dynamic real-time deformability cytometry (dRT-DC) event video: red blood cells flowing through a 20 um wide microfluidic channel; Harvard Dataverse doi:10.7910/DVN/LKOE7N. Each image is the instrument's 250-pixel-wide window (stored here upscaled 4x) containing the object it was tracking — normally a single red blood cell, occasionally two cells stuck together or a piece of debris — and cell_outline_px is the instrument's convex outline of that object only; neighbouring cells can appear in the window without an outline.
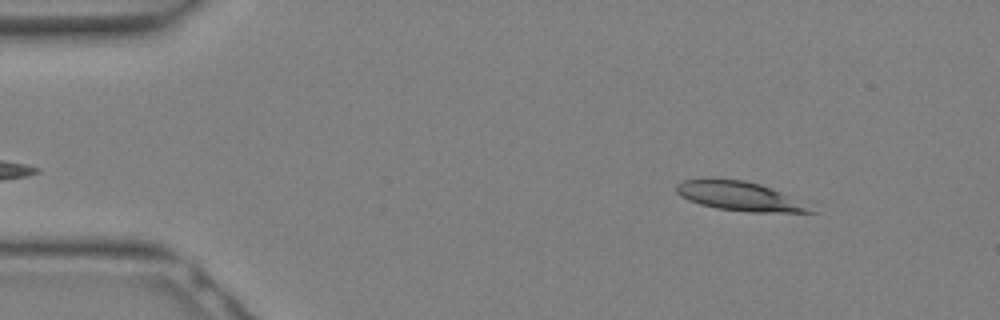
{"species": "Egyptian fruit bat (a non-hibernating species)", "species_latin": "Rousettus aegyptiacus", "temperature_condition": "warm", "stored_images_in_passage": 8, "camera_frame_rate_fps": 3000, "um_per_image_px": 0.085, "animal": {"sex": "female"}, "frame": {"image": 1, "passage_image": 1, "time_ms": 0.0, "image_size_px": [1000, 320], "cell_outline_px": [[820, 212], [752, 212], [716, 208], [700, 204], [688, 200], [680, 196], [676, 192], [676, 184], [684, 180], [704, 176], [744, 180], [760, 184], [780, 192]], "centroid_in_image_um": [62.73, 16.64], "position_along_channel_um": 22.3, "area_um2": 22.89}}
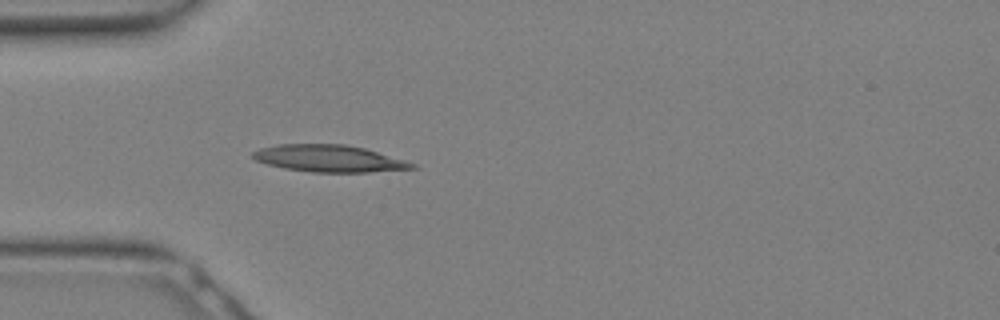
{"frame": {"image": 2, "passage_image": 6, "time_ms": 1.667, "image_size_px": [1000, 320], "cell_outline_px": [[420, 168], [368, 172], [312, 172], [284, 168], [268, 164], [256, 160], [252, 156], [252, 152], [260, 148], [276, 144], [344, 144], [364, 148], [404, 160], [416, 164]], "centroid_in_image_um": [27.97, 13.47], "position_along_channel_um": 57.0, "area_um2": 24.91}}
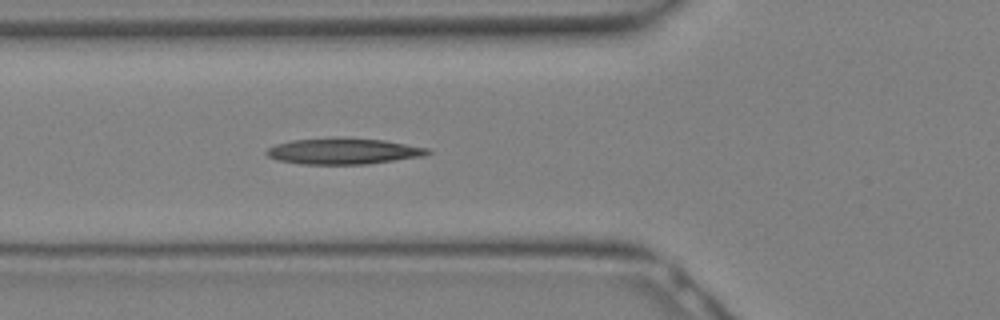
{"frame": {"image": 3, "passage_image": 8, "time_ms": 2.333, "image_size_px": [1000, 320], "cell_outline_px": [[432, 152], [424, 156], [368, 164], [300, 164], [276, 160], [268, 156], [264, 152], [268, 148], [276, 144], [292, 140], [348, 136], [384, 140], [428, 148]], "centroid_in_image_um": [29.18, 12.84], "position_along_channel_um": 96.6, "area_um2": 24.85}}